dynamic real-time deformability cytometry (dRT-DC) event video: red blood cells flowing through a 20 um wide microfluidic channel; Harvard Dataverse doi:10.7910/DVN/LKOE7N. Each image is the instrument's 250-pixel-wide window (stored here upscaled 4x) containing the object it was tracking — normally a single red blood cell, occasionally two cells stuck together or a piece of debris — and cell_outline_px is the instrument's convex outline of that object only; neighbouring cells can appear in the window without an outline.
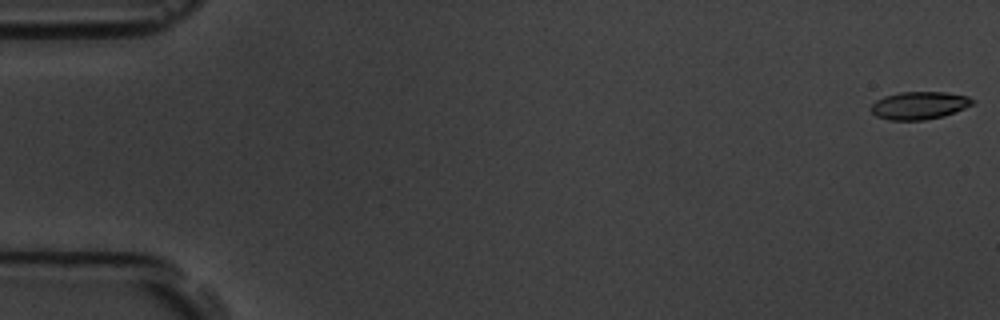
{"species": "common noctule bat (a hibernating species)", "species_latin": "Nyctalus noctula", "temperature_condition": "room temperature", "stored_images_in_passage": 58, "camera_frame_rate_fps": 3000, "um_per_image_px": 0.085, "animal": {"sex": "male", "body_mass_g": 19.5, "forearm_length_mm": 54.6}, "frame": {"image": 1, "passage_image": 1, "time_ms": 0.0, "image_size_px": [1000, 320], "cell_outline_px": [[976, 100], [972, 104], [964, 108], [944, 116], [924, 120], [888, 120], [876, 116], [868, 108], [876, 100], [884, 96], [900, 92], [944, 92], [968, 96]], "centroid_in_image_um": [78.11, 8.96], "position_along_channel_um": 6.9, "area_um2": 16.47}}
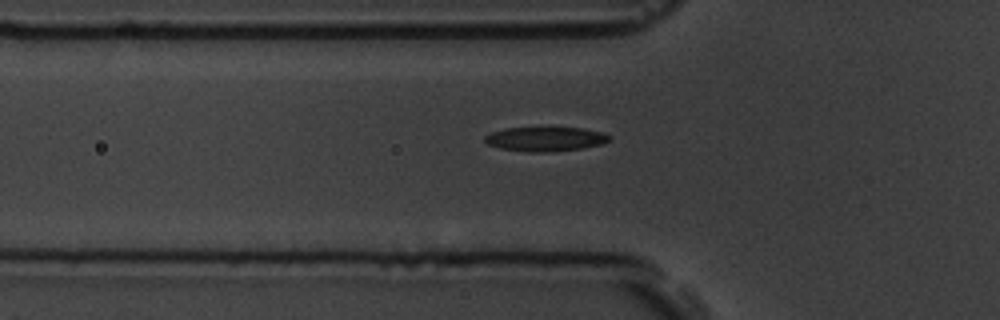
{"frame": {"image": 2, "passage_image": 20, "time_ms": 6.333, "image_size_px": [1000, 320], "cell_outline_px": [[612, 136], [604, 144], [580, 148], [552, 152], [528, 152], [500, 148], [488, 144], [484, 140], [484, 136], [492, 132], [504, 128], [548, 124], [584, 128], [604, 132]], "centroid_in_image_um": [46.38, 11.75], "position_along_channel_um": 79.4, "area_um2": 18.84}}
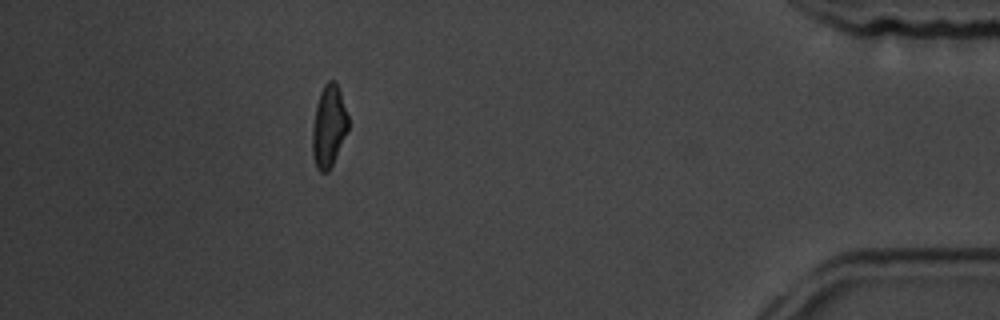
{"frame": {"image": 3, "passage_image": 52, "time_ms": 17.0, "image_size_px": [1000, 320], "cell_outline_px": [[348, 128], [332, 164], [328, 172], [320, 172], [316, 168], [312, 152], [312, 128], [316, 104], [320, 92], [324, 84], [328, 80], [336, 80], [348, 116]], "centroid_in_image_um": [27.92, 10.7], "position_along_channel_um": 407.3, "area_um2": 16.99}, "authors_computed_cell_mechanics": {"area_um2": 17.051, "velocity_mm_per_s": 3.5516, "shape_relaxation_time_tau1_ms": 4.5297, "shape_relaxation_time_tau2_ms": 4.8929, "deformation_change_tau1": 0.1339, "deformation_change_tau2": 0.1208}}